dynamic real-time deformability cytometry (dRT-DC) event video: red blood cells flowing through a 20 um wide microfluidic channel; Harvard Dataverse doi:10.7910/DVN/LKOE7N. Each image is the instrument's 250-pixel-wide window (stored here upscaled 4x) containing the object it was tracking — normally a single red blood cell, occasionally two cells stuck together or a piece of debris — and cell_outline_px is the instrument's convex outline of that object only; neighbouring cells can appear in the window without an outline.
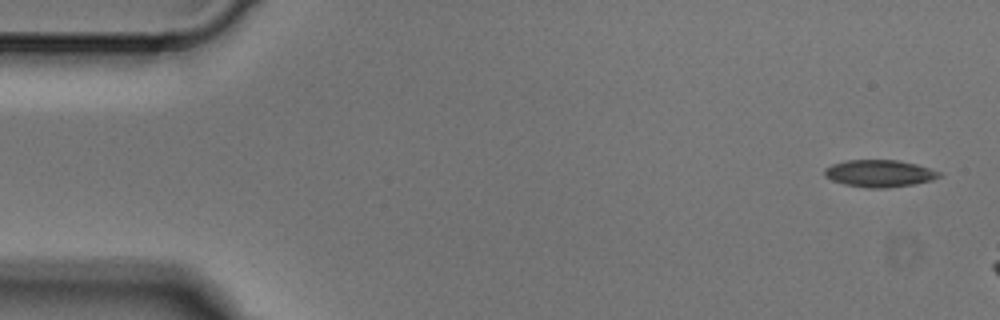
{"species": "Egyptian fruit bat (a non-hibernating species)", "species_latin": "Rousettus aegyptiacus", "temperature_condition": "cold", "stored_images_in_passage": 5, "camera_frame_rate_fps": 3000, "um_per_image_px": 0.085, "animal": {"sex": "male"}, "frame": {"image": 1, "passage_image": 1, "time_ms": 0.0, "image_size_px": [1000, 320], "cell_outline_px": [[944, 176], [932, 180], [912, 184], [884, 188], [868, 188], [844, 184], [832, 180], [824, 176], [824, 168], [832, 164], [844, 160], [900, 160], [916, 164], [940, 172]], "centroid_in_image_um": [74.74, 14.73], "position_along_channel_um": 10.3, "area_um2": 18.15}}
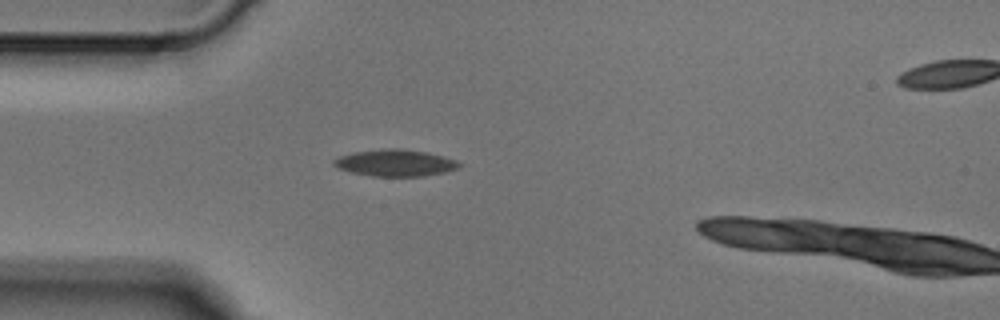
{"frame": {"image": 2, "passage_image": 4, "time_ms": 1.0, "image_size_px": [1000, 320], "cell_outline_px": [[460, 168], [444, 172], [424, 176], [372, 176], [352, 172], [336, 168], [332, 164], [332, 160], [340, 156], [352, 152], [384, 148], [400, 148], [428, 152], [444, 156], [456, 160], [460, 164]], "centroid_in_image_um": [33.58, 13.83], "position_along_channel_um": 51.4, "area_um2": 19.71}}